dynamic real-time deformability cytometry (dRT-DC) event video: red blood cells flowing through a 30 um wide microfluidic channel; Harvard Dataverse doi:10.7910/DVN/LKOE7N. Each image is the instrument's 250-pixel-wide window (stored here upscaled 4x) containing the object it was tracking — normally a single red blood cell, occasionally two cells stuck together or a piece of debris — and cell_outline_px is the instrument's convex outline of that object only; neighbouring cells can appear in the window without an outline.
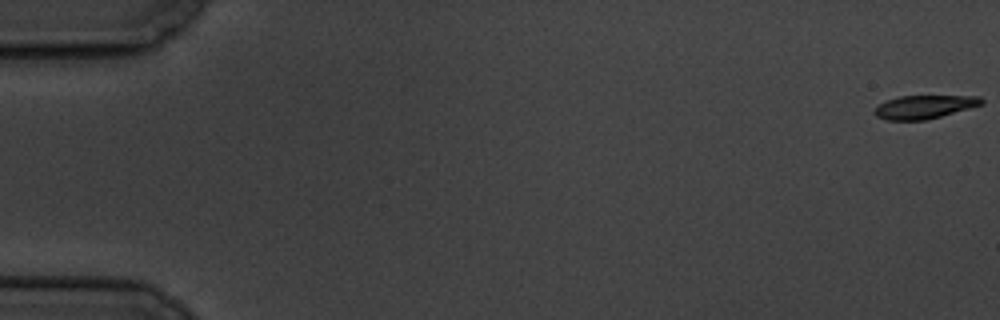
{"species": "common noctule bat (a hibernating species)", "species_latin": "Nyctalus noctula", "temperature_condition": "cold", "stored_images_in_passage": 6, "camera_frame_rate_fps": 3000, "um_per_image_px": 0.085, "animal": {"sex": "male", "body_mass_g": 19.5, "forearm_length_mm": 54.6}, "frame": {"image": 1, "passage_image": 1, "time_ms": 0.0, "image_size_px": [1000, 320], "cell_outline_px": [[984, 104], [940, 116], [924, 120], [884, 120], [876, 116], [872, 112], [880, 104], [888, 100], [900, 96], [980, 96], [984, 100]], "centroid_in_image_um": [78.56, 9.09], "position_along_channel_um": 6.4, "area_um2": 14.45}}
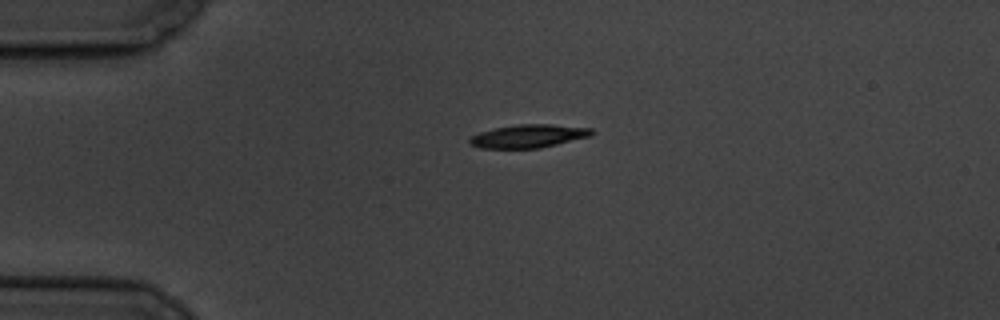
{"frame": {"image": 2, "passage_image": 5, "time_ms": 4.667, "image_size_px": [1000, 320], "cell_outline_px": [[596, 132], [592, 136], [540, 148], [480, 148], [468, 144], [468, 140], [472, 136], [480, 132], [496, 128], [520, 124], [548, 124], [592, 128]], "centroid_in_image_um": [44.95, 11.57], "position_along_channel_um": 40.0, "area_um2": 16.53}}